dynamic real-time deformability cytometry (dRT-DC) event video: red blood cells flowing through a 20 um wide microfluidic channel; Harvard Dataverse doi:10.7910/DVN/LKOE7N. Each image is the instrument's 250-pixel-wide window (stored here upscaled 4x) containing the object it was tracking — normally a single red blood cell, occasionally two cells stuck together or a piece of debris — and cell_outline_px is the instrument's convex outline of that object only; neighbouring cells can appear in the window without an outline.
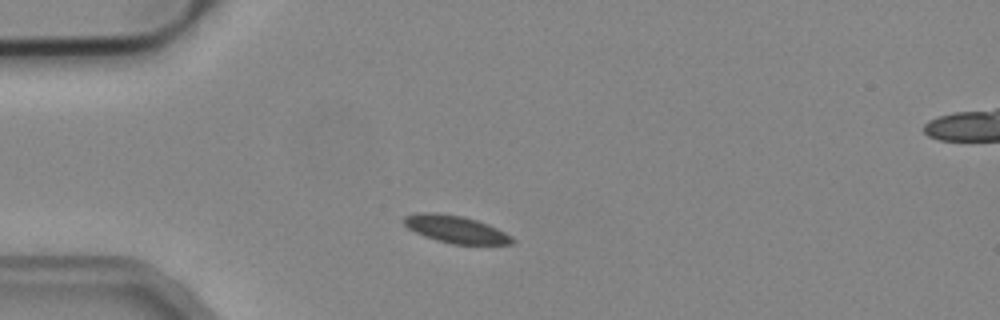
{"species": "common noctule bat (a hibernating species)", "species_latin": "Nyctalus noctula", "temperature_condition": "cold", "stored_images_in_passage": 7, "camera_frame_rate_fps": 3000, "um_per_image_px": 0.085, "animal": {"sex": "male", "body_mass_g": 19.2, "forearm_length_mm": 51.8}, "frame": {"image": 1, "passage_image": 1, "time_ms": 0.0, "image_size_px": [1000, 320], "cell_outline_px": [[516, 240], [512, 244], [452, 244], [436, 240], [424, 236], [408, 228], [404, 224], [404, 216], [416, 212], [436, 212], [464, 216], [488, 224], [512, 236]], "centroid_in_image_um": [38.73, 19.48], "position_along_channel_um": 46.3, "area_um2": 17.34}}
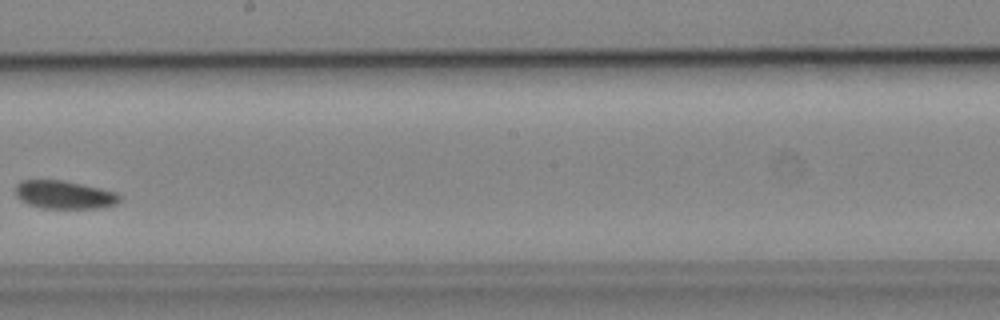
{"frame": {"image": 2, "passage_image": 6, "time_ms": 1.667, "image_size_px": [1000, 320], "cell_outline_px": [[120, 200], [116, 204], [100, 208], [44, 208], [28, 204], [20, 200], [16, 196], [16, 184], [20, 180], [64, 180], [100, 188], [116, 192], [120, 196]], "centroid_in_image_um": [5.45, 16.55], "position_along_channel_um": 242.7, "area_um2": 17.11}}
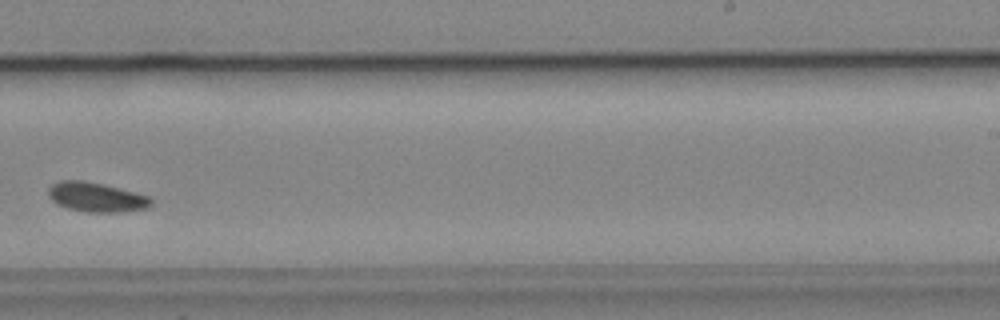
{"frame": {"image": 3, "passage_image": 7, "time_ms": 2.0, "image_size_px": [1000, 320], "cell_outline_px": [[152, 204], [148, 208], [124, 212], [84, 212], [68, 208], [56, 204], [48, 196], [48, 188], [52, 184], [60, 180], [84, 180], [104, 184], [136, 192], [148, 196], [152, 200]], "centroid_in_image_um": [8.18, 16.76], "position_along_channel_um": 280.8, "area_um2": 17.92}}